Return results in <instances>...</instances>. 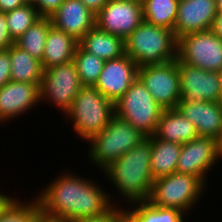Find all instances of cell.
<instances>
[{
	"mask_svg": "<svg viewBox=\"0 0 222 222\" xmlns=\"http://www.w3.org/2000/svg\"><path fill=\"white\" fill-rule=\"evenodd\" d=\"M74 172H61L35 197L43 219L52 222H74L101 215L118 205L100 184ZM112 198V199H111ZM113 200V201H111Z\"/></svg>",
	"mask_w": 222,
	"mask_h": 222,
	"instance_id": "1",
	"label": "cell"
},
{
	"mask_svg": "<svg viewBox=\"0 0 222 222\" xmlns=\"http://www.w3.org/2000/svg\"><path fill=\"white\" fill-rule=\"evenodd\" d=\"M151 152L149 136L103 171L110 186L113 185L129 205L146 202L150 197L154 182L150 165Z\"/></svg>",
	"mask_w": 222,
	"mask_h": 222,
	"instance_id": "2",
	"label": "cell"
},
{
	"mask_svg": "<svg viewBox=\"0 0 222 222\" xmlns=\"http://www.w3.org/2000/svg\"><path fill=\"white\" fill-rule=\"evenodd\" d=\"M177 46L178 39L173 30L145 20L125 38V54L138 68L176 60Z\"/></svg>",
	"mask_w": 222,
	"mask_h": 222,
	"instance_id": "3",
	"label": "cell"
},
{
	"mask_svg": "<svg viewBox=\"0 0 222 222\" xmlns=\"http://www.w3.org/2000/svg\"><path fill=\"white\" fill-rule=\"evenodd\" d=\"M115 115L114 103L108 100L95 86H82L73 100L72 107L64 115L72 122L74 133L89 141L100 133Z\"/></svg>",
	"mask_w": 222,
	"mask_h": 222,
	"instance_id": "4",
	"label": "cell"
},
{
	"mask_svg": "<svg viewBox=\"0 0 222 222\" xmlns=\"http://www.w3.org/2000/svg\"><path fill=\"white\" fill-rule=\"evenodd\" d=\"M145 138L132 124L114 115L99 134L87 141V157L102 172Z\"/></svg>",
	"mask_w": 222,
	"mask_h": 222,
	"instance_id": "5",
	"label": "cell"
},
{
	"mask_svg": "<svg viewBox=\"0 0 222 222\" xmlns=\"http://www.w3.org/2000/svg\"><path fill=\"white\" fill-rule=\"evenodd\" d=\"M205 186L194 175L174 172L154 180L147 201L153 206L176 209L188 216L192 207L204 195Z\"/></svg>",
	"mask_w": 222,
	"mask_h": 222,
	"instance_id": "6",
	"label": "cell"
},
{
	"mask_svg": "<svg viewBox=\"0 0 222 222\" xmlns=\"http://www.w3.org/2000/svg\"><path fill=\"white\" fill-rule=\"evenodd\" d=\"M114 109L118 118L132 124L146 137L154 135L164 111L138 78L114 103Z\"/></svg>",
	"mask_w": 222,
	"mask_h": 222,
	"instance_id": "7",
	"label": "cell"
},
{
	"mask_svg": "<svg viewBox=\"0 0 222 222\" xmlns=\"http://www.w3.org/2000/svg\"><path fill=\"white\" fill-rule=\"evenodd\" d=\"M82 86L74 61L43 69L40 102L57 106L56 109L65 115Z\"/></svg>",
	"mask_w": 222,
	"mask_h": 222,
	"instance_id": "8",
	"label": "cell"
},
{
	"mask_svg": "<svg viewBox=\"0 0 222 222\" xmlns=\"http://www.w3.org/2000/svg\"><path fill=\"white\" fill-rule=\"evenodd\" d=\"M177 58L187 65L218 72L222 67V40L211 30L178 38Z\"/></svg>",
	"mask_w": 222,
	"mask_h": 222,
	"instance_id": "9",
	"label": "cell"
},
{
	"mask_svg": "<svg viewBox=\"0 0 222 222\" xmlns=\"http://www.w3.org/2000/svg\"><path fill=\"white\" fill-rule=\"evenodd\" d=\"M137 78L163 108H176L181 100L177 59L162 64L139 67Z\"/></svg>",
	"mask_w": 222,
	"mask_h": 222,
	"instance_id": "10",
	"label": "cell"
},
{
	"mask_svg": "<svg viewBox=\"0 0 222 222\" xmlns=\"http://www.w3.org/2000/svg\"><path fill=\"white\" fill-rule=\"evenodd\" d=\"M220 159L222 143L213 137L198 136L182 144L176 172L194 175L207 186L208 171L210 172Z\"/></svg>",
	"mask_w": 222,
	"mask_h": 222,
	"instance_id": "11",
	"label": "cell"
},
{
	"mask_svg": "<svg viewBox=\"0 0 222 222\" xmlns=\"http://www.w3.org/2000/svg\"><path fill=\"white\" fill-rule=\"evenodd\" d=\"M143 21L141 3L128 0H109L96 14L95 26L125 39Z\"/></svg>",
	"mask_w": 222,
	"mask_h": 222,
	"instance_id": "12",
	"label": "cell"
},
{
	"mask_svg": "<svg viewBox=\"0 0 222 222\" xmlns=\"http://www.w3.org/2000/svg\"><path fill=\"white\" fill-rule=\"evenodd\" d=\"M180 101L222 102L218 73L187 65L177 58Z\"/></svg>",
	"mask_w": 222,
	"mask_h": 222,
	"instance_id": "13",
	"label": "cell"
},
{
	"mask_svg": "<svg viewBox=\"0 0 222 222\" xmlns=\"http://www.w3.org/2000/svg\"><path fill=\"white\" fill-rule=\"evenodd\" d=\"M137 64L126 54L105 61L95 87L113 103L117 102L137 78Z\"/></svg>",
	"mask_w": 222,
	"mask_h": 222,
	"instance_id": "14",
	"label": "cell"
},
{
	"mask_svg": "<svg viewBox=\"0 0 222 222\" xmlns=\"http://www.w3.org/2000/svg\"><path fill=\"white\" fill-rule=\"evenodd\" d=\"M40 89L37 84L10 80L0 88V124L25 115L40 104ZM27 111V112H26Z\"/></svg>",
	"mask_w": 222,
	"mask_h": 222,
	"instance_id": "15",
	"label": "cell"
},
{
	"mask_svg": "<svg viewBox=\"0 0 222 222\" xmlns=\"http://www.w3.org/2000/svg\"><path fill=\"white\" fill-rule=\"evenodd\" d=\"M217 12L215 0H179L174 26L176 38L211 30Z\"/></svg>",
	"mask_w": 222,
	"mask_h": 222,
	"instance_id": "16",
	"label": "cell"
},
{
	"mask_svg": "<svg viewBox=\"0 0 222 222\" xmlns=\"http://www.w3.org/2000/svg\"><path fill=\"white\" fill-rule=\"evenodd\" d=\"M176 108L192 122L198 136L222 143V102L179 101Z\"/></svg>",
	"mask_w": 222,
	"mask_h": 222,
	"instance_id": "17",
	"label": "cell"
},
{
	"mask_svg": "<svg viewBox=\"0 0 222 222\" xmlns=\"http://www.w3.org/2000/svg\"><path fill=\"white\" fill-rule=\"evenodd\" d=\"M96 15L80 0H64L50 16L53 27L64 31L78 42L93 27Z\"/></svg>",
	"mask_w": 222,
	"mask_h": 222,
	"instance_id": "18",
	"label": "cell"
},
{
	"mask_svg": "<svg viewBox=\"0 0 222 222\" xmlns=\"http://www.w3.org/2000/svg\"><path fill=\"white\" fill-rule=\"evenodd\" d=\"M154 136L173 143L185 144L198 137L195 126L177 108L164 109Z\"/></svg>",
	"mask_w": 222,
	"mask_h": 222,
	"instance_id": "19",
	"label": "cell"
},
{
	"mask_svg": "<svg viewBox=\"0 0 222 222\" xmlns=\"http://www.w3.org/2000/svg\"><path fill=\"white\" fill-rule=\"evenodd\" d=\"M78 43L72 36L51 26L47 32L41 61L43 69L73 61Z\"/></svg>",
	"mask_w": 222,
	"mask_h": 222,
	"instance_id": "20",
	"label": "cell"
},
{
	"mask_svg": "<svg viewBox=\"0 0 222 222\" xmlns=\"http://www.w3.org/2000/svg\"><path fill=\"white\" fill-rule=\"evenodd\" d=\"M86 52L104 61L116 59L125 54V39L100 30L96 26L89 30L78 43Z\"/></svg>",
	"mask_w": 222,
	"mask_h": 222,
	"instance_id": "21",
	"label": "cell"
},
{
	"mask_svg": "<svg viewBox=\"0 0 222 222\" xmlns=\"http://www.w3.org/2000/svg\"><path fill=\"white\" fill-rule=\"evenodd\" d=\"M151 142V173L158 179L176 172L182 144L165 141L150 136Z\"/></svg>",
	"mask_w": 222,
	"mask_h": 222,
	"instance_id": "22",
	"label": "cell"
},
{
	"mask_svg": "<svg viewBox=\"0 0 222 222\" xmlns=\"http://www.w3.org/2000/svg\"><path fill=\"white\" fill-rule=\"evenodd\" d=\"M11 58V80L41 85L43 67L41 61L15 44L7 49Z\"/></svg>",
	"mask_w": 222,
	"mask_h": 222,
	"instance_id": "23",
	"label": "cell"
},
{
	"mask_svg": "<svg viewBox=\"0 0 222 222\" xmlns=\"http://www.w3.org/2000/svg\"><path fill=\"white\" fill-rule=\"evenodd\" d=\"M133 205L130 204L131 207L126 208L130 222H185L186 215L176 209L160 208L148 201Z\"/></svg>",
	"mask_w": 222,
	"mask_h": 222,
	"instance_id": "24",
	"label": "cell"
},
{
	"mask_svg": "<svg viewBox=\"0 0 222 222\" xmlns=\"http://www.w3.org/2000/svg\"><path fill=\"white\" fill-rule=\"evenodd\" d=\"M179 0H144V20L174 31Z\"/></svg>",
	"mask_w": 222,
	"mask_h": 222,
	"instance_id": "25",
	"label": "cell"
},
{
	"mask_svg": "<svg viewBox=\"0 0 222 222\" xmlns=\"http://www.w3.org/2000/svg\"><path fill=\"white\" fill-rule=\"evenodd\" d=\"M52 26L50 17H41L17 40L15 45L42 61L47 32Z\"/></svg>",
	"mask_w": 222,
	"mask_h": 222,
	"instance_id": "26",
	"label": "cell"
},
{
	"mask_svg": "<svg viewBox=\"0 0 222 222\" xmlns=\"http://www.w3.org/2000/svg\"><path fill=\"white\" fill-rule=\"evenodd\" d=\"M73 61L83 86H95L103 70L105 61L94 54L86 52L79 44Z\"/></svg>",
	"mask_w": 222,
	"mask_h": 222,
	"instance_id": "27",
	"label": "cell"
},
{
	"mask_svg": "<svg viewBox=\"0 0 222 222\" xmlns=\"http://www.w3.org/2000/svg\"><path fill=\"white\" fill-rule=\"evenodd\" d=\"M9 34L15 41L42 16L33 4H24L5 13Z\"/></svg>",
	"mask_w": 222,
	"mask_h": 222,
	"instance_id": "28",
	"label": "cell"
},
{
	"mask_svg": "<svg viewBox=\"0 0 222 222\" xmlns=\"http://www.w3.org/2000/svg\"><path fill=\"white\" fill-rule=\"evenodd\" d=\"M33 201H20L15 198L1 213L0 222H40L43 217L35 197Z\"/></svg>",
	"mask_w": 222,
	"mask_h": 222,
	"instance_id": "29",
	"label": "cell"
},
{
	"mask_svg": "<svg viewBox=\"0 0 222 222\" xmlns=\"http://www.w3.org/2000/svg\"><path fill=\"white\" fill-rule=\"evenodd\" d=\"M127 218V210L125 208L113 205L105 213L89 218H83L74 222H123Z\"/></svg>",
	"mask_w": 222,
	"mask_h": 222,
	"instance_id": "30",
	"label": "cell"
},
{
	"mask_svg": "<svg viewBox=\"0 0 222 222\" xmlns=\"http://www.w3.org/2000/svg\"><path fill=\"white\" fill-rule=\"evenodd\" d=\"M11 80V58L8 50L0 51V88Z\"/></svg>",
	"mask_w": 222,
	"mask_h": 222,
	"instance_id": "31",
	"label": "cell"
},
{
	"mask_svg": "<svg viewBox=\"0 0 222 222\" xmlns=\"http://www.w3.org/2000/svg\"><path fill=\"white\" fill-rule=\"evenodd\" d=\"M14 44L15 41L9 34L6 15L5 13L0 12V51L7 50Z\"/></svg>",
	"mask_w": 222,
	"mask_h": 222,
	"instance_id": "32",
	"label": "cell"
},
{
	"mask_svg": "<svg viewBox=\"0 0 222 222\" xmlns=\"http://www.w3.org/2000/svg\"><path fill=\"white\" fill-rule=\"evenodd\" d=\"M63 2L64 0H37L34 6L41 16L50 17Z\"/></svg>",
	"mask_w": 222,
	"mask_h": 222,
	"instance_id": "33",
	"label": "cell"
},
{
	"mask_svg": "<svg viewBox=\"0 0 222 222\" xmlns=\"http://www.w3.org/2000/svg\"><path fill=\"white\" fill-rule=\"evenodd\" d=\"M95 15L107 4L109 0H80Z\"/></svg>",
	"mask_w": 222,
	"mask_h": 222,
	"instance_id": "34",
	"label": "cell"
},
{
	"mask_svg": "<svg viewBox=\"0 0 222 222\" xmlns=\"http://www.w3.org/2000/svg\"><path fill=\"white\" fill-rule=\"evenodd\" d=\"M24 4L23 0H0V12L6 13Z\"/></svg>",
	"mask_w": 222,
	"mask_h": 222,
	"instance_id": "35",
	"label": "cell"
},
{
	"mask_svg": "<svg viewBox=\"0 0 222 222\" xmlns=\"http://www.w3.org/2000/svg\"><path fill=\"white\" fill-rule=\"evenodd\" d=\"M211 31L222 40V11L217 12Z\"/></svg>",
	"mask_w": 222,
	"mask_h": 222,
	"instance_id": "36",
	"label": "cell"
},
{
	"mask_svg": "<svg viewBox=\"0 0 222 222\" xmlns=\"http://www.w3.org/2000/svg\"><path fill=\"white\" fill-rule=\"evenodd\" d=\"M9 194H5L4 192H0V215L5 210V208L16 198Z\"/></svg>",
	"mask_w": 222,
	"mask_h": 222,
	"instance_id": "37",
	"label": "cell"
},
{
	"mask_svg": "<svg viewBox=\"0 0 222 222\" xmlns=\"http://www.w3.org/2000/svg\"><path fill=\"white\" fill-rule=\"evenodd\" d=\"M217 73H218V77H219L220 92H221V97H222V67L220 68V70Z\"/></svg>",
	"mask_w": 222,
	"mask_h": 222,
	"instance_id": "38",
	"label": "cell"
},
{
	"mask_svg": "<svg viewBox=\"0 0 222 222\" xmlns=\"http://www.w3.org/2000/svg\"><path fill=\"white\" fill-rule=\"evenodd\" d=\"M218 11H222V0H215Z\"/></svg>",
	"mask_w": 222,
	"mask_h": 222,
	"instance_id": "39",
	"label": "cell"
},
{
	"mask_svg": "<svg viewBox=\"0 0 222 222\" xmlns=\"http://www.w3.org/2000/svg\"><path fill=\"white\" fill-rule=\"evenodd\" d=\"M25 4H35L37 0H23Z\"/></svg>",
	"mask_w": 222,
	"mask_h": 222,
	"instance_id": "40",
	"label": "cell"
},
{
	"mask_svg": "<svg viewBox=\"0 0 222 222\" xmlns=\"http://www.w3.org/2000/svg\"><path fill=\"white\" fill-rule=\"evenodd\" d=\"M128 1H135V2H138V3L142 4L144 0H128Z\"/></svg>",
	"mask_w": 222,
	"mask_h": 222,
	"instance_id": "41",
	"label": "cell"
},
{
	"mask_svg": "<svg viewBox=\"0 0 222 222\" xmlns=\"http://www.w3.org/2000/svg\"><path fill=\"white\" fill-rule=\"evenodd\" d=\"M40 222H52V221H47L45 219H42Z\"/></svg>",
	"mask_w": 222,
	"mask_h": 222,
	"instance_id": "42",
	"label": "cell"
},
{
	"mask_svg": "<svg viewBox=\"0 0 222 222\" xmlns=\"http://www.w3.org/2000/svg\"><path fill=\"white\" fill-rule=\"evenodd\" d=\"M123 222H130V220L128 218H126Z\"/></svg>",
	"mask_w": 222,
	"mask_h": 222,
	"instance_id": "43",
	"label": "cell"
}]
</instances>
